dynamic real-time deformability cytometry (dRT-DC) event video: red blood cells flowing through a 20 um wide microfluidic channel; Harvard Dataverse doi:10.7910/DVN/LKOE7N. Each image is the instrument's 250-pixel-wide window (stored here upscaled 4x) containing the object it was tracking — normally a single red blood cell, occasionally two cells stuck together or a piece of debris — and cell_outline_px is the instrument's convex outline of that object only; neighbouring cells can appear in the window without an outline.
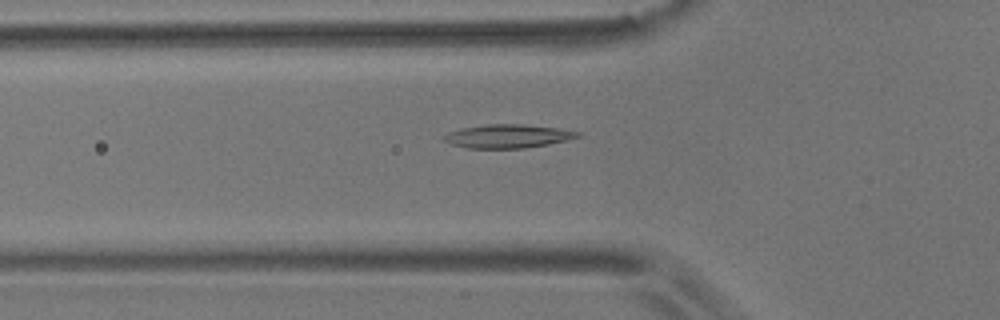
{"species": "common noctule bat (a hibernating species)", "species_latin": "Nyctalus noctula", "temperature_condition": "room temperature", "stored_images_in_passage": 44, "camera_frame_rate_fps": 3000, "um_per_image_px": 0.085, "animal": {"sex": "male", "body_mass_g": 17.9}, "frame": {"image": 1, "passage_image": 11, "time_ms": 3.333, "image_size_px": [1000, 320], "cell_outline_px": [[584, 136], [568, 140], [548, 144], [524, 148], [468, 148], [452, 144], [444, 140], [444, 136], [448, 132], [464, 128], [484, 124], [524, 124], [560, 128], [580, 132]], "centroid_in_image_um": [43.24, 11.57], "position_along_channel_um": 82.6, "area_um2": 18.38}}
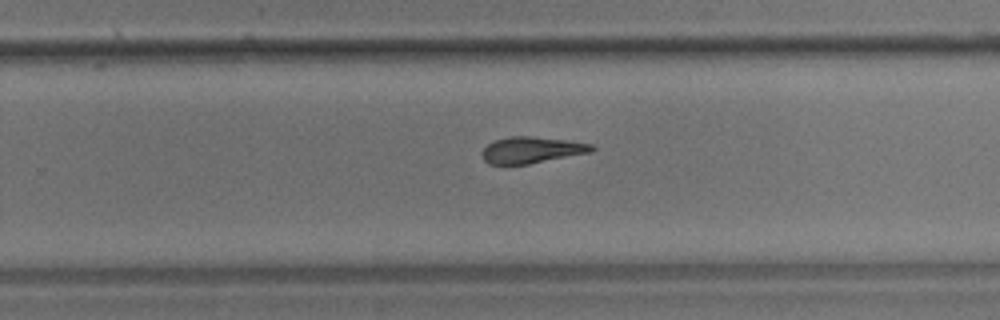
{"frame": {"image": 2, "passage_image": 28, "time_ms": 9.0, "image_size_px": [1000, 320], "cell_outline_px": [[596, 148], [592, 152], [528, 164], [488, 164], [484, 160], [480, 152], [488, 144], [496, 140], [508, 136], [532, 136], [564, 140], [592, 144]], "centroid_in_image_um": [45.17, 12.75], "position_along_channel_um": 284.6, "area_um2": 16.82}}
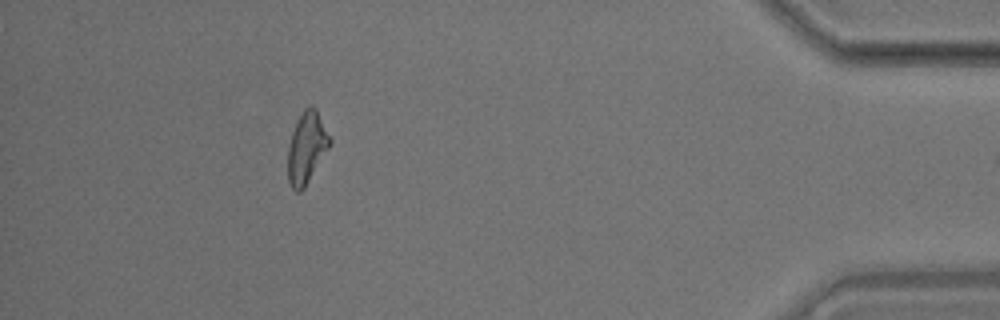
{"frame": {"image": 3, "passage_image": 43, "time_ms": 14.0, "image_size_px": [1000, 320], "cell_outline_px": [[332, 140], [328, 148], [304, 188], [300, 192], [296, 192], [292, 188], [288, 180], [288, 148], [292, 132], [296, 120], [304, 108], [312, 104], [316, 108]], "centroid_in_image_um": [26.05, 12.52], "position_along_channel_um": 409.1, "area_um2": 17.34}}